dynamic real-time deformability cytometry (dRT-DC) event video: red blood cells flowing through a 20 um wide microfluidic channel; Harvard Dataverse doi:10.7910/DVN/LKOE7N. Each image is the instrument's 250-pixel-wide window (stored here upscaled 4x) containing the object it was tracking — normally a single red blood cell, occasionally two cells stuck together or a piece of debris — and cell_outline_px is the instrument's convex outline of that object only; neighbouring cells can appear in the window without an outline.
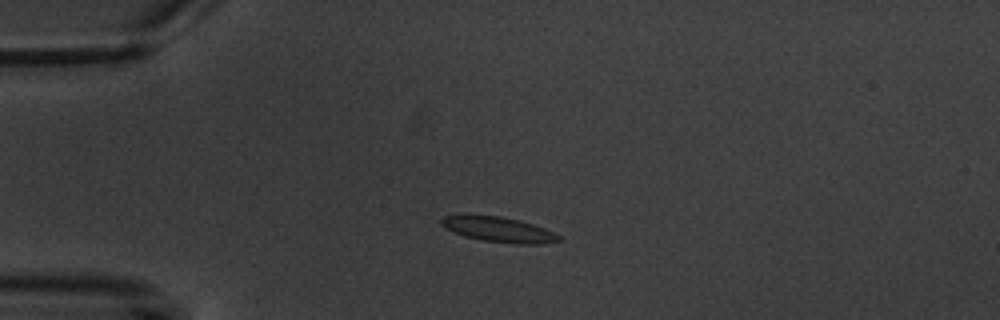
{"species": "common noctule bat (a hibernating species)", "species_latin": "Nyctalus noctula", "temperature_condition": "warm", "stored_images_in_passage": 5, "camera_frame_rate_fps": 3000, "um_per_image_px": 0.085, "animal": {"sex": "male", "body_mass_g": 20.1, "forearm_length_mm": 53.5}, "frame": {"image": 1, "passage_image": 4, "time_ms": 3.333, "image_size_px": [1000, 320], "cell_outline_px": [[564, 240], [540, 244], [512, 244], [484, 240], [464, 236], [452, 232], [440, 224], [440, 220], [444, 216], [460, 212], [464, 212], [500, 216], [520, 220], [544, 228], [560, 236]], "centroid_in_image_um": [42.3, 19.47], "position_along_channel_um": 42.7, "area_um2": 17.86}}